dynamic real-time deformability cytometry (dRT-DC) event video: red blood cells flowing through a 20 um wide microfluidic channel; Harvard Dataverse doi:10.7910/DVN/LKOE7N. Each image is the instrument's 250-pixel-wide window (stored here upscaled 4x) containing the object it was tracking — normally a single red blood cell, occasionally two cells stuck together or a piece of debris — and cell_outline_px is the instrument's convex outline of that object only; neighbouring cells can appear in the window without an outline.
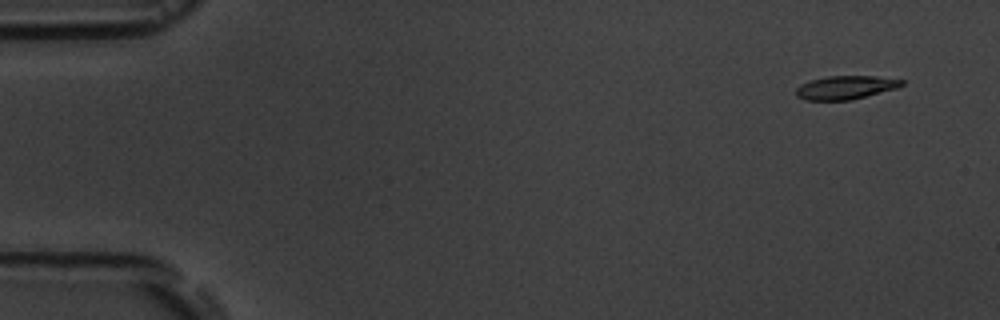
{"species": "common noctule bat (a hibernating species)", "species_latin": "Nyctalus noctula", "temperature_condition": "room temperature", "stored_images_in_passage": 5, "camera_frame_rate_fps": 3000, "um_per_image_px": 0.085, "animal": {"sex": "male", "body_mass_g": 19.5, "forearm_length_mm": 54.6}, "frame": {"image": 1, "passage_image": 1, "time_ms": 0.0, "image_size_px": [1000, 320], "cell_outline_px": [[904, 84], [900, 88], [852, 100], [804, 100], [796, 96], [796, 88], [800, 84], [812, 80], [828, 76], [876, 76], [904, 80]], "centroid_in_image_um": [71.91, 7.44], "position_along_channel_um": 13.1, "area_um2": 14.68}}